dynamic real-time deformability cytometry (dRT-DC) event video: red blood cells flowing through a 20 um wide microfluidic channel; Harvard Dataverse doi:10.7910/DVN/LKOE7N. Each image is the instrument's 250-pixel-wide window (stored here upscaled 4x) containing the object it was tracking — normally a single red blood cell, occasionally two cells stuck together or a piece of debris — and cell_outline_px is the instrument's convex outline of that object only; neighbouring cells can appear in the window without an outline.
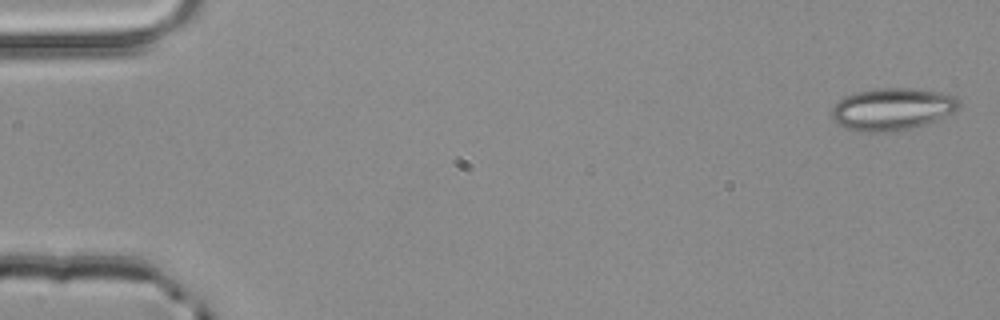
{"species": "common noctule bat (a hibernating species)", "species_latin": "Nyctalus noctula", "temperature_condition": "room temperature", "stored_images_in_passage": 4, "camera_frame_rate_fps": 3000, "um_per_image_px": 0.085, "animal": {"sex": "male", "body_mass_g": 20.4}, "frame": {"image": 1, "passage_image": 1, "time_ms": 0.0, "image_size_px": [1000, 320], "cell_outline_px": [[960, 108], [956, 112], [936, 120], [924, 124], [908, 128], [888, 132], [856, 132], [844, 128], [836, 124], [832, 120], [832, 108], [844, 96], [856, 92], [876, 88], [912, 88], [948, 92], [956, 96], [960, 100]], "centroid_in_image_um": [75.87, 9.26], "position_along_channel_um": 9.1, "area_um2": 31.91}}